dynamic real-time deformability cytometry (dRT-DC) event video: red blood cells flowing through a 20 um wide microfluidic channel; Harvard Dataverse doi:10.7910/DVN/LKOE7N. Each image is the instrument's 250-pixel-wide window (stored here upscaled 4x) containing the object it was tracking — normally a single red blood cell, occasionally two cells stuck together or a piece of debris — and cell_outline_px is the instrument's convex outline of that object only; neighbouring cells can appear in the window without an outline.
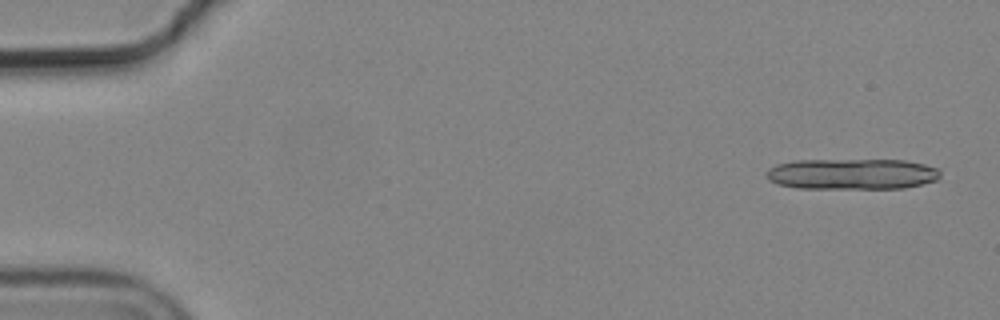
{"species": "common noctule bat (a hibernating species)", "species_latin": "Nyctalus noctula", "temperature_condition": "cold", "stored_images_in_passage": 7, "camera_frame_rate_fps": 3000, "um_per_image_px": 0.085, "animal": {"sex": "male", "body_mass_g": 19.2, "forearm_length_mm": 51.8}, "frame": {"image": 1, "passage_image": 1, "time_ms": 0.0, "image_size_px": [1000, 320], "cell_outline_px": [[940, 176], [936, 180], [904, 188], [796, 188], [776, 184], [768, 180], [764, 172], [768, 168], [776, 164], [796, 160], [904, 160], [924, 164], [940, 168]], "centroid_in_image_um": [72.37, 14.78], "position_along_channel_um": 12.6, "area_um2": 31.5}}
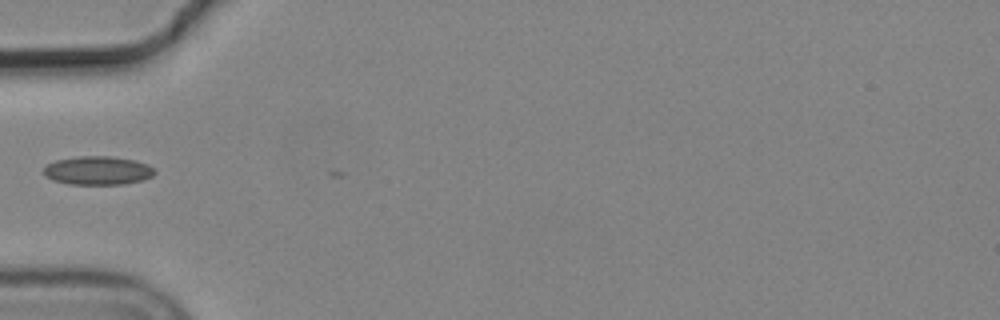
{"frame": {"image": 2, "passage_image": 6, "time_ms": 1.667, "image_size_px": [1000, 320], "cell_outline_px": [[156, 172], [152, 176], [144, 180], [124, 184], [68, 184], [52, 180], [44, 176], [44, 168], [48, 164], [56, 160], [80, 156], [112, 156], [136, 160], [148, 164]], "centroid_in_image_um": [8.32, 14.49], "position_along_channel_um": 76.7, "area_um2": 18.61}}